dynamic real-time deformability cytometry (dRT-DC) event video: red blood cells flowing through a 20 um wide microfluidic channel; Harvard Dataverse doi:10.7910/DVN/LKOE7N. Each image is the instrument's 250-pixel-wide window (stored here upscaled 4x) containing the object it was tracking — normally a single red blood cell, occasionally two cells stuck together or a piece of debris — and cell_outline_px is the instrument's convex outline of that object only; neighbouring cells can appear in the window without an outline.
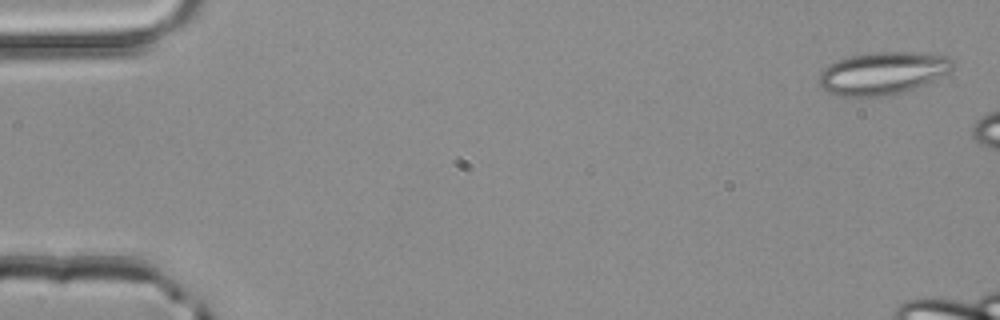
{"species": "common noctule bat (a hibernating species)", "species_latin": "Nyctalus noctula", "temperature_condition": "room temperature", "stored_images_in_passage": 8, "camera_frame_rate_fps": 3000, "um_per_image_px": 0.085, "animal": {"sex": "male", "body_mass_g": 20.4}, "frame": {"image": 1, "passage_image": 2, "time_ms": 0.333, "image_size_px": [1000, 320], "cell_outline_px": [[952, 68], [948, 72], [904, 92], [880, 96], [844, 96], [828, 92], [820, 88], [820, 72], [828, 64], [836, 60], [848, 56], [872, 52], [916, 52], [948, 56], [952, 60]], "centroid_in_image_um": [74.97, 6.2], "position_along_channel_um": 10.0, "area_um2": 32.83}}